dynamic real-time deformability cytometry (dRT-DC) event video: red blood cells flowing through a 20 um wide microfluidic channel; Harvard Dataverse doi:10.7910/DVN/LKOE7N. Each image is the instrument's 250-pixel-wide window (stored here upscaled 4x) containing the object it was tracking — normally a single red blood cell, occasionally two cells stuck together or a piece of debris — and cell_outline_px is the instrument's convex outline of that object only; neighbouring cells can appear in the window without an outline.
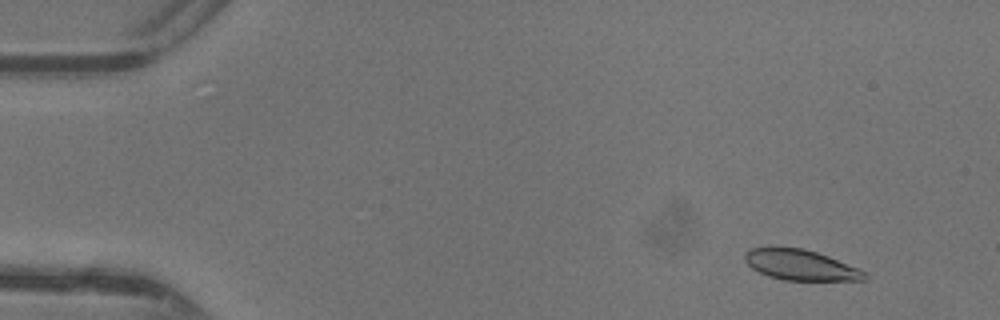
{"species": "common noctule bat (a hibernating species)", "species_latin": "Nyctalus noctula", "temperature_condition": "warm", "stored_images_in_passage": 44, "camera_frame_rate_fps": 3000, "um_per_image_px": 0.085, "animal": {"sex": "female"}, "frame": {"image": 1, "passage_image": 1, "time_ms": 0.0, "image_size_px": [1000, 320], "cell_outline_px": [[868, 276], [864, 280], [784, 280], [768, 276], [752, 268], [744, 260], [744, 252], [752, 248], [772, 244], [804, 248], [828, 256], [856, 268], [864, 272]], "centroid_in_image_um": [67.94, 22.47], "position_along_channel_um": 17.1, "area_um2": 21.62}}
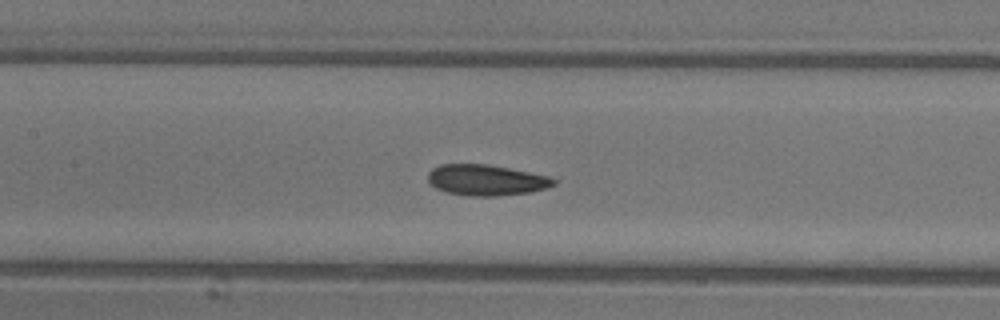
{"frame": {"image": 2, "passage_image": 19, "time_ms": 6.0, "image_size_px": [1000, 320], "cell_outline_px": [[556, 184], [548, 188], [532, 192], [496, 196], [468, 196], [448, 192], [436, 188], [428, 180], [428, 172], [432, 168], [440, 164], [488, 164], [552, 176], [556, 180]], "centroid_in_image_um": [41.38, 15.3], "position_along_channel_um": 166.0, "area_um2": 22.83}}
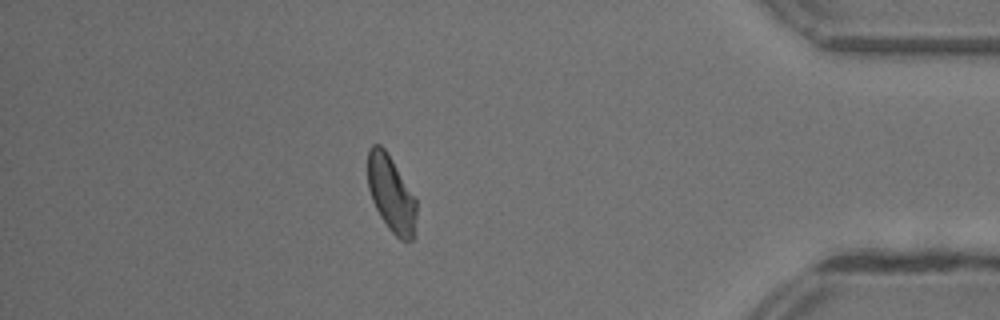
{"frame": {"image": 3, "passage_image": 38, "time_ms": 12.333, "image_size_px": [1000, 320], "cell_outline_px": [[416, 236], [412, 240], [400, 240], [388, 228], [380, 216], [372, 200], [368, 188], [368, 148], [372, 144], [380, 144], [384, 148], [416, 196]], "centroid_in_image_um": [33.27, 16.5], "position_along_channel_um": 401.9, "area_um2": 21.91}, "authors_computed_cell_mechanics": {"area_um2": 22.3108, "velocity_mm_per_s": 4.3926, "shape_relaxation_time_tau1_ms": 7.6291, "shape_relaxation_time_tau2_ms": 2.6234, "deformation_change_tau1": 0.1684, "deformation_change_tau2": 0.0769}}